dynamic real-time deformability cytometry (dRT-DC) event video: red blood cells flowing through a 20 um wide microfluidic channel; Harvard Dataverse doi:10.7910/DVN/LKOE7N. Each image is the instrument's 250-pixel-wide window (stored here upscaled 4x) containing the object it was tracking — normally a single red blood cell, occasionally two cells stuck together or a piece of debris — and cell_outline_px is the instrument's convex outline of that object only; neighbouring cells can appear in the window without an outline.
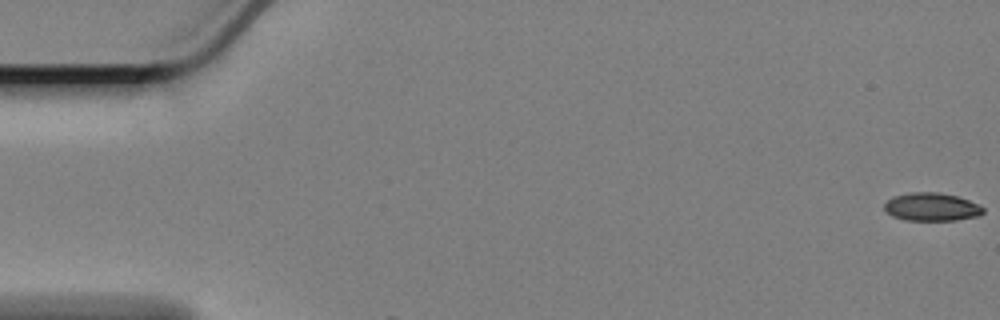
{"species": "Egyptian fruit bat (a non-hibernating species)", "species_latin": "Rousettus aegyptiacus", "temperature_condition": "cold", "stored_images_in_passage": 3, "camera_frame_rate_fps": 3000, "um_per_image_px": 0.085, "animal": {"sex": "female"}, "frame": {"image": 1, "passage_image": 1, "time_ms": 0.0, "image_size_px": [1000, 320], "cell_outline_px": [[984, 212], [980, 216], [956, 220], [904, 220], [892, 216], [884, 212], [884, 204], [892, 196], [908, 192], [936, 192], [956, 196], [980, 204], [984, 208]], "centroid_in_image_um": [79.17, 17.59], "position_along_channel_um": 5.8, "area_um2": 16.42}}